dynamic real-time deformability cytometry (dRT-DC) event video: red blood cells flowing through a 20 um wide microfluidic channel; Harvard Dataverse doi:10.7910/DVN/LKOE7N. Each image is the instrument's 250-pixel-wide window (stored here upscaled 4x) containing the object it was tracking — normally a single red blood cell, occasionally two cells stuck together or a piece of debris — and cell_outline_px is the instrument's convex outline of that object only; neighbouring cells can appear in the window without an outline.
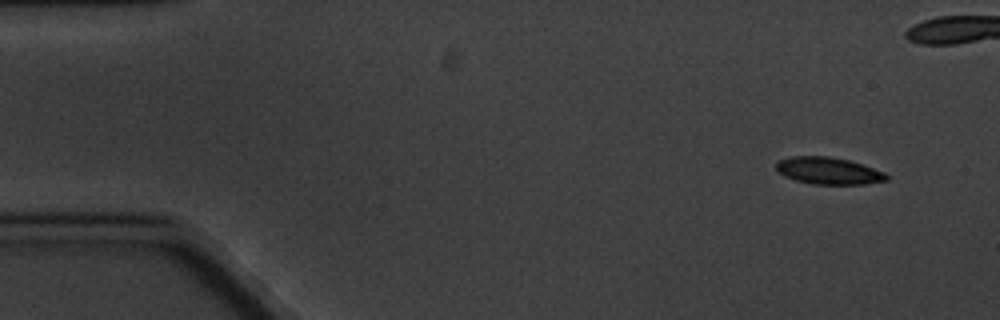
{"species": "common noctule bat (a hibernating species)", "species_latin": "Nyctalus noctula", "temperature_condition": "cold", "stored_images_in_passage": 6, "camera_frame_rate_fps": 3000, "um_per_image_px": 0.085, "animal": {"sex": "male", "body_mass_g": 20.1, "forearm_length_mm": 53.5}, "frame": {"image": 1, "passage_image": 2, "time_ms": 1.333, "image_size_px": [1000, 320], "cell_outline_px": [[888, 180], [864, 184], [812, 184], [796, 180], [784, 176], [776, 168], [776, 164], [780, 160], [792, 156], [828, 156], [848, 160], [884, 172], [888, 176]], "centroid_in_image_um": [70.41, 14.52], "position_along_channel_um": 14.6, "area_um2": 17.11}}